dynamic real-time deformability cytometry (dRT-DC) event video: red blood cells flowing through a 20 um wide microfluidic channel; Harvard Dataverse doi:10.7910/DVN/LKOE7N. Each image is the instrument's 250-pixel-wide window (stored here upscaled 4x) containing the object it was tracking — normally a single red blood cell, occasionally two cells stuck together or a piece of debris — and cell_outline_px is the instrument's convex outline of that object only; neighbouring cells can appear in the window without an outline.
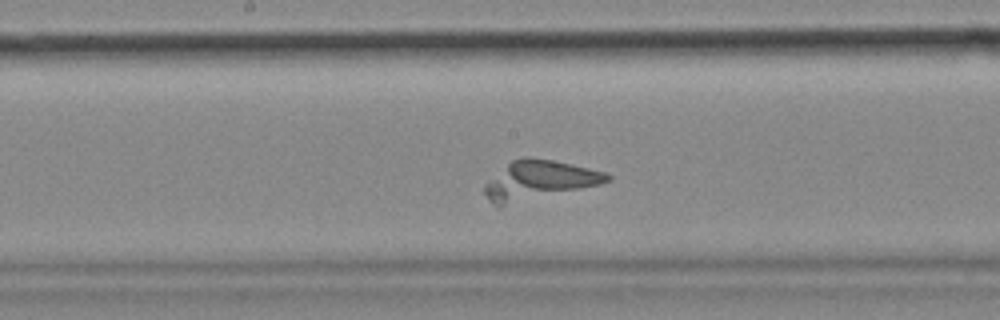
{"species": "common noctule bat (a hibernating species)", "species_latin": "Nyctalus noctula", "temperature_condition": "cold", "stored_images_in_passage": 42, "camera_frame_rate_fps": 3000, "um_per_image_px": 0.085, "animal": {"sex": "female", "body_mass_g": 18.4}, "frame": {"image": 1, "passage_image": 14, "time_ms": 4.333, "image_size_px": [1000, 320], "cell_outline_px": [[612, 180], [600, 184], [500, 208], [492, 204], [484, 192], [484, 188], [488, 180], [512, 160], [524, 156], [528, 156], [552, 160], [572, 164], [608, 172], [612, 176]], "centroid_in_image_um": [45.82, 15.34], "position_along_channel_um": 202.4, "area_um2": 28.21}}
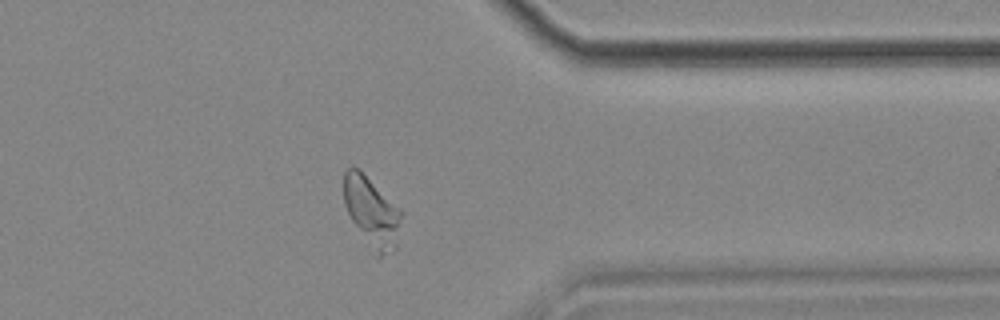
{"frame": {"image": 2, "passage_image": 30, "time_ms": 9.667, "image_size_px": [1000, 320], "cell_outline_px": [[400, 216], [396, 224], [388, 232], [380, 232], [360, 228], [352, 220], [344, 204], [344, 172], [352, 164], [400, 208]], "centroid_in_image_um": [31.31, 17.26], "position_along_channel_um": 380.1, "area_um2": 17.17}}